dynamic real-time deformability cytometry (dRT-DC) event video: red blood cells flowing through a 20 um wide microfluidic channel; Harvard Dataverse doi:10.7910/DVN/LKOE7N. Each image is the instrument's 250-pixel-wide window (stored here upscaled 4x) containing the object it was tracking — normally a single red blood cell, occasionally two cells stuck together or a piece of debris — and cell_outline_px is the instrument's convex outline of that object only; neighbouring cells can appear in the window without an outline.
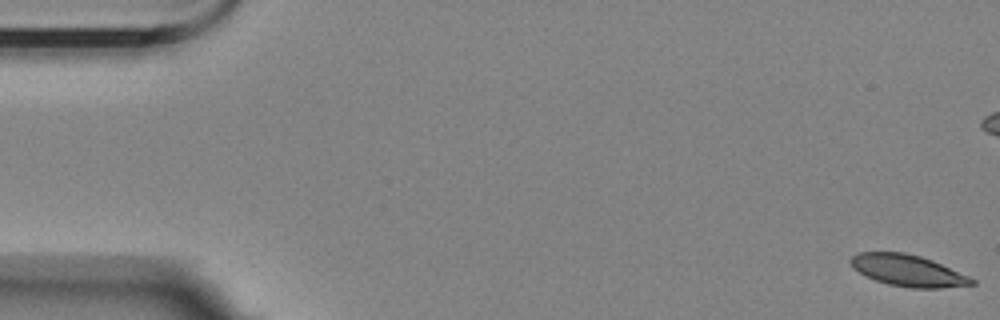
{"species": "Egyptian fruit bat (a non-hibernating species)", "species_latin": "Rousettus aegyptiacus", "temperature_condition": "room temperature", "stored_images_in_passage": 58, "camera_frame_rate_fps": 3000, "um_per_image_px": 0.085, "animal": {"sex": "female"}, "frame": {"image": 1, "passage_image": 1, "time_ms": 0.0, "image_size_px": [1000, 320], "cell_outline_px": [[976, 284], [940, 288], [912, 288], [888, 284], [864, 276], [852, 268], [848, 260], [852, 256], [860, 252], [904, 252], [920, 256], [932, 260], [968, 276], [976, 280]], "centroid_in_image_um": [77.13, 22.99], "position_along_channel_um": 7.9, "area_um2": 22.25}}
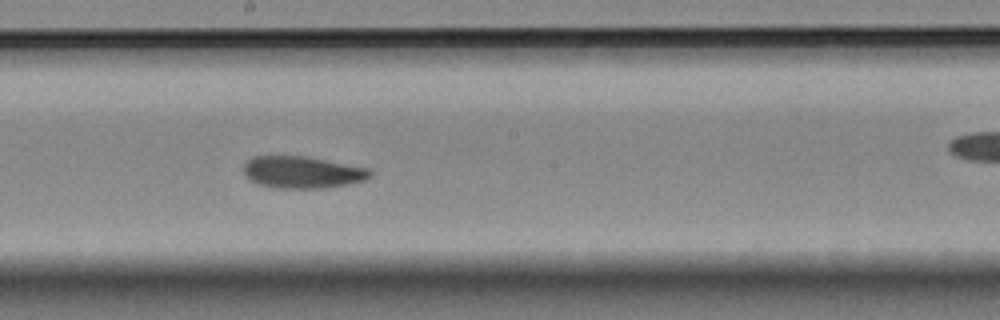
{"frame": {"image": 2, "passage_image": 31, "time_ms": 10.0, "image_size_px": [1000, 320], "cell_outline_px": [[372, 176], [364, 180], [324, 188], [276, 188], [256, 184], [244, 172], [244, 164], [252, 156], [308, 156], [368, 168], [372, 172]], "centroid_in_image_um": [25.69, 14.63], "position_along_channel_um": 222.5, "area_um2": 23.47}}
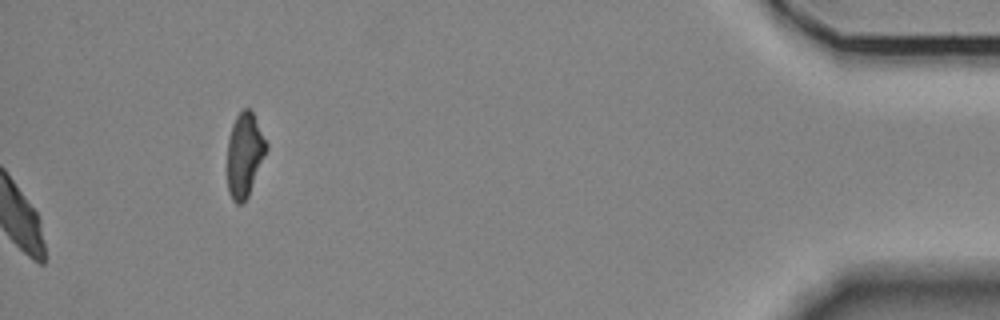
{"frame": {"image": 3, "passage_image": 58, "time_ms": 19.0, "image_size_px": [1000, 320], "cell_outline_px": [[268, 148], [248, 196], [240, 204], [236, 204], [232, 200], [228, 192], [228, 140], [232, 124], [236, 116], [244, 108], [248, 108], [252, 112], [268, 144]], "centroid_in_image_um": [20.79, 13.16], "position_along_channel_um": 414.4, "area_um2": 18.96}, "authors_computed_cell_mechanics": {"area_um2": 23.4957, "velocity_mm_per_s": 3.4866, "shape_relaxation_time_tau1_ms": 10.588, "shape_relaxation_time_tau2_ms": 9.0871, "deformation_change_tau1": 0.2117, "deformation_change_tau2": 0.1177}}